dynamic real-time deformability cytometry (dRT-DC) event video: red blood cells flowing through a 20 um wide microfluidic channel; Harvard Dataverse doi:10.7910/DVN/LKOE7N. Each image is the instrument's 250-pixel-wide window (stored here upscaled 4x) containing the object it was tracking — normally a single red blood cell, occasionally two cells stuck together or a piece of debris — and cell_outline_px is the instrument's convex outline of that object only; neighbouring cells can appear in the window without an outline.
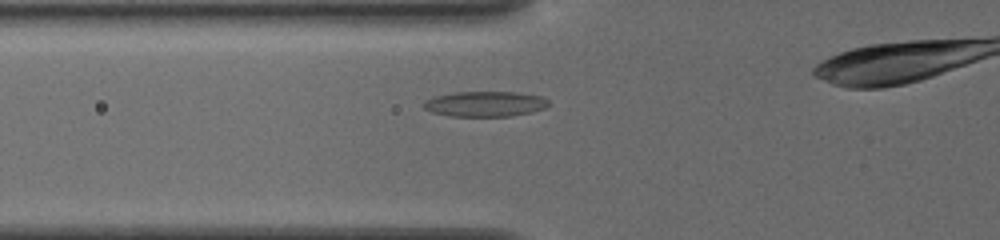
{"species": "common noctule bat (a hibernating species)", "species_latin": "Nyctalus noctula", "temperature_condition": "cold", "stored_images_in_passage": 37, "camera_frame_rate_fps": 3000, "um_per_image_px": 0.085, "animal": {"sex": "female", "body_mass_g": 19.5, "forearm_length_mm": 54.1}, "frame": {"image": 1, "passage_image": 9, "time_ms": 2.667, "image_size_px": [1000, 240], "cell_outline_px": [[548, 104], [544, 108], [532, 112], [512, 116], [448, 116], [432, 112], [424, 108], [424, 100], [436, 96], [456, 92], [516, 92], [540, 96], [548, 100]], "centroid_in_image_um": [41.22, 8.84], "position_along_channel_um": 84.6, "area_um2": 18.32}}
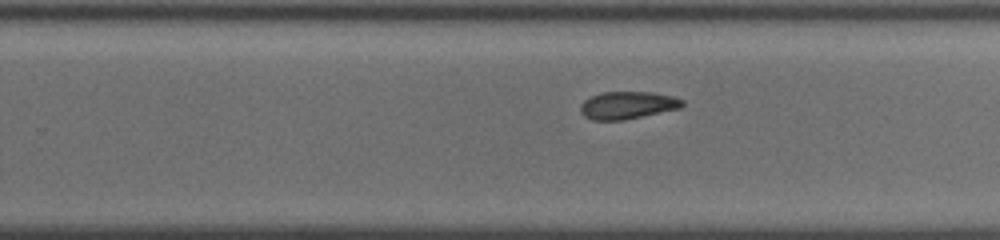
{"frame": {"image": 2, "passage_image": 24, "time_ms": 7.667, "image_size_px": [1000, 240], "cell_outline_px": [[684, 104], [680, 108], [624, 120], [592, 120], [584, 116], [580, 112], [580, 104], [584, 100], [592, 96], [604, 92], [652, 92], [672, 96], [684, 100]], "centroid_in_image_um": [53.33, 8.94], "position_along_channel_um": 276.5, "area_um2": 16.3}}
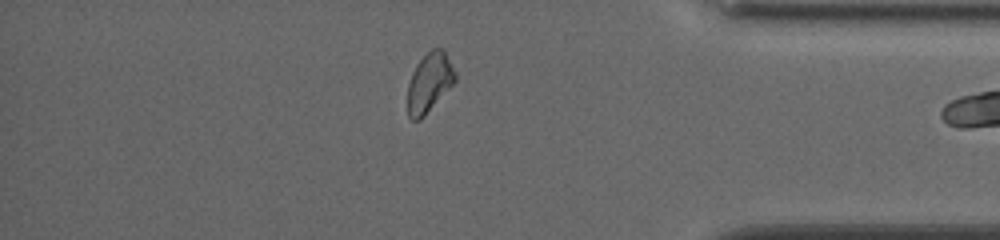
{"frame": {"image": 3, "passage_image": 35, "time_ms": 11.333, "image_size_px": [1000, 240], "cell_outline_px": [[456, 80], [424, 116], [420, 120], [412, 120], [408, 116], [408, 84], [412, 72], [416, 64], [432, 48], [444, 48], [456, 72]], "centroid_in_image_um": [36.5, 6.99], "position_along_channel_um": 398.7, "area_um2": 16.36}}